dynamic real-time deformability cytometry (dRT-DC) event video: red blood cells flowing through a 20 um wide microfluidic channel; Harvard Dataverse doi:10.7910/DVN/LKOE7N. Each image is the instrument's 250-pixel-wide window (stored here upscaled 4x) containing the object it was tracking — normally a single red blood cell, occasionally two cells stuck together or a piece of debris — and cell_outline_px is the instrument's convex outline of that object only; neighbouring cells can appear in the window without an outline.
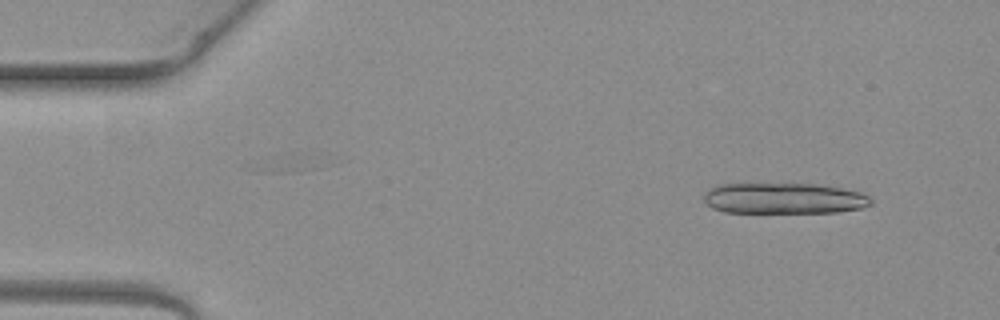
{"species": "common noctule bat (a hibernating species)", "species_latin": "Nyctalus noctula", "temperature_condition": "warm", "stored_images_in_passage": 6, "camera_frame_rate_fps": 3000, "um_per_image_px": 0.085, "animal": {"sex": "female", "body_mass_g": 19.3, "forearm_length_mm": 54.1}, "frame": {"image": 1, "passage_image": 2, "time_ms": 0.333, "image_size_px": [1000, 320], "cell_outline_px": [[872, 204], [864, 208], [836, 212], [724, 212], [712, 208], [704, 200], [704, 192], [708, 188], [720, 184], [816, 184], [840, 188], [860, 192], [868, 196], [872, 200]], "centroid_in_image_um": [66.63, 16.86], "position_along_channel_um": 18.4, "area_um2": 30.06}}
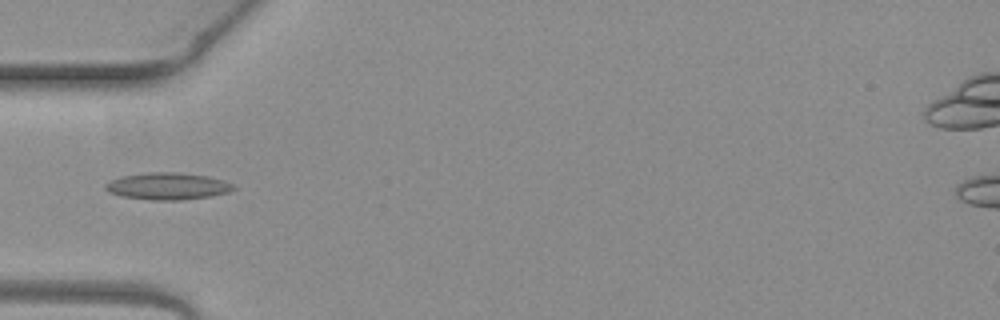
{"frame": {"image": 2, "passage_image": 5, "time_ms": 1.333, "image_size_px": [1000, 320], "cell_outline_px": [[236, 188], [228, 192], [208, 196], [180, 200], [152, 200], [120, 196], [108, 192], [104, 188], [104, 184], [120, 176], [148, 172], [176, 172], [208, 176], [224, 180], [232, 184]], "centroid_in_image_um": [14.21, 15.82], "position_along_channel_um": 70.8, "area_um2": 20.11}}
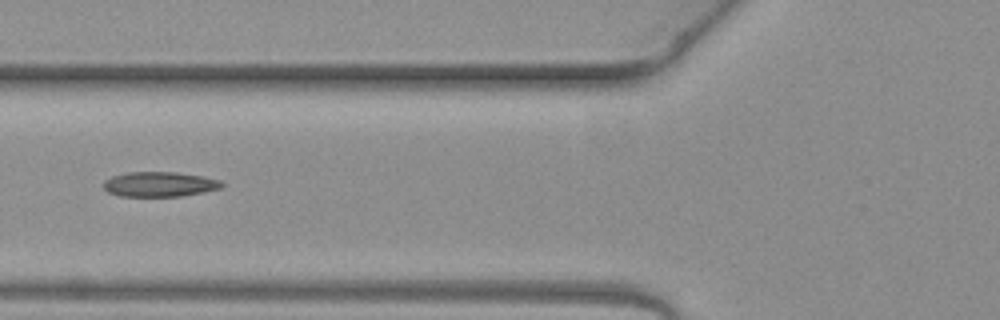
{"frame": {"image": 3, "passage_image": 6, "time_ms": 1.667, "image_size_px": [1000, 320], "cell_outline_px": [[224, 184], [220, 188], [180, 196], [120, 196], [108, 192], [104, 188], [104, 180], [112, 176], [128, 172], [176, 172], [204, 176], [220, 180]], "centroid_in_image_um": [13.54, 15.65], "position_along_channel_um": 112.3, "area_um2": 17.05}}